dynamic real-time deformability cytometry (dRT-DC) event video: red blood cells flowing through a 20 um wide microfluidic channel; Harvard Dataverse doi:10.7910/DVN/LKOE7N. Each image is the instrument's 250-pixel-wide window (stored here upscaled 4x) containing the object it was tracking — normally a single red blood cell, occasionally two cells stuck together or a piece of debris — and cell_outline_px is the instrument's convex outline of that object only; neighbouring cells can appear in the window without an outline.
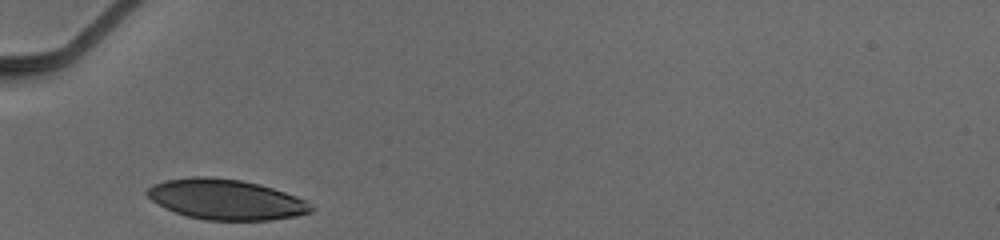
{"species": "human", "species_latin": "Homo sapiens", "temperature_condition": "cold", "stored_images_in_passage": 25, "camera_frame_rate_fps": 3000, "um_per_image_px": 0.085, "donor": {"sex": "male"}, "frame": {"image": 1, "passage_image": 1, "time_ms": 0.0, "image_size_px": [1000, 240], "cell_outline_px": [[316, 208], [312, 212], [296, 216], [268, 220], [208, 220], [188, 216], [176, 212], [152, 200], [144, 192], [148, 188], [156, 184], [168, 180], [192, 176], [212, 176], [240, 180], [260, 184], [296, 196], [304, 200]], "centroid_in_image_um": [19.24, 16.95], "position_along_channel_um": 65.8, "area_um2": 38.21}}
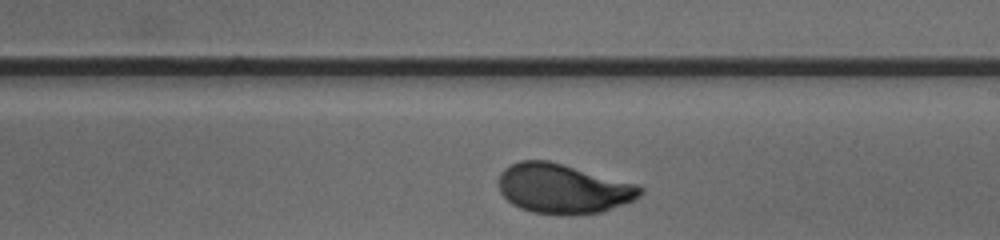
{"frame": {"image": 2, "passage_image": 15, "time_ms": 4.667, "image_size_px": [1000, 240], "cell_outline_px": [[644, 192], [640, 196], [632, 200], [600, 212], [576, 216], [568, 216], [532, 212], [520, 208], [512, 204], [500, 192], [496, 180], [500, 172], [504, 168], [520, 160], [548, 160], [636, 184], [644, 188]], "centroid_in_image_um": [47.81, 16.04], "position_along_channel_um": 241.2, "area_um2": 41.15}}
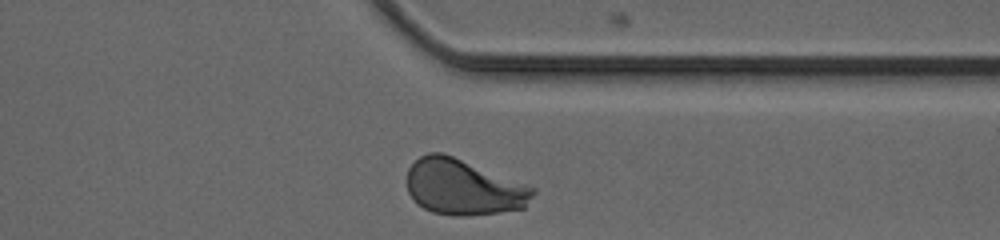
{"frame": {"image": 3, "passage_image": 25, "time_ms": 8.0, "image_size_px": [1000, 240], "cell_outline_px": [[536, 192], [524, 208], [500, 212], [468, 216], [452, 216], [432, 212], [416, 204], [412, 200], [408, 192], [404, 180], [408, 168], [420, 156], [428, 152], [444, 152], [528, 184], [536, 188]], "centroid_in_image_um": [39.36, 15.9], "position_along_channel_um": 372.0, "area_um2": 41.79}}